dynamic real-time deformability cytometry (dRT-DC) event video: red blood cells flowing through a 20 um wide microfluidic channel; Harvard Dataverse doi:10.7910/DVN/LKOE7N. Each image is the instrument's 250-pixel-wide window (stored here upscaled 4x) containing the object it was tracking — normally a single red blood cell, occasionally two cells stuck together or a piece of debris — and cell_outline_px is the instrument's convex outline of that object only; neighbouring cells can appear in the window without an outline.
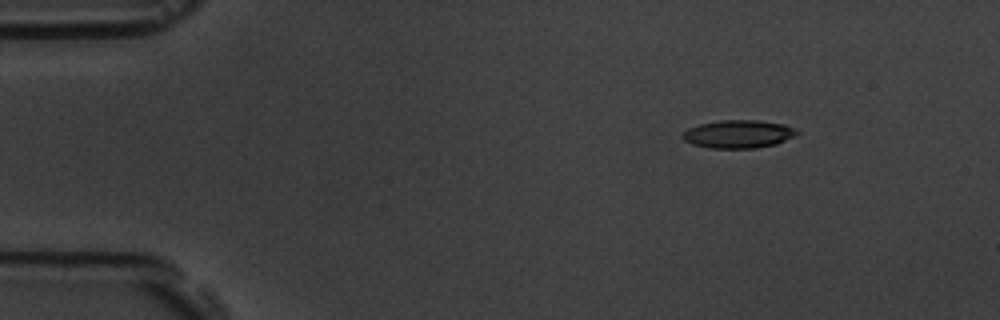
{"species": "common noctule bat (a hibernating species)", "species_latin": "Nyctalus noctula", "temperature_condition": "room temperature", "stored_images_in_passage": 6, "camera_frame_rate_fps": 3000, "um_per_image_px": 0.085, "animal": {"sex": "male", "body_mass_g": 19.5, "forearm_length_mm": 54.6}, "frame": {"image": 1, "passage_image": 3, "time_ms": 2.333, "image_size_px": [1000, 320], "cell_outline_px": [[800, 132], [796, 136], [776, 144], [756, 148], [712, 148], [692, 144], [684, 140], [680, 136], [688, 128], [700, 124], [720, 120], [756, 120], [784, 124], [796, 128]], "centroid_in_image_um": [62.79, 11.39], "position_along_channel_um": 22.2, "area_um2": 18.79}}